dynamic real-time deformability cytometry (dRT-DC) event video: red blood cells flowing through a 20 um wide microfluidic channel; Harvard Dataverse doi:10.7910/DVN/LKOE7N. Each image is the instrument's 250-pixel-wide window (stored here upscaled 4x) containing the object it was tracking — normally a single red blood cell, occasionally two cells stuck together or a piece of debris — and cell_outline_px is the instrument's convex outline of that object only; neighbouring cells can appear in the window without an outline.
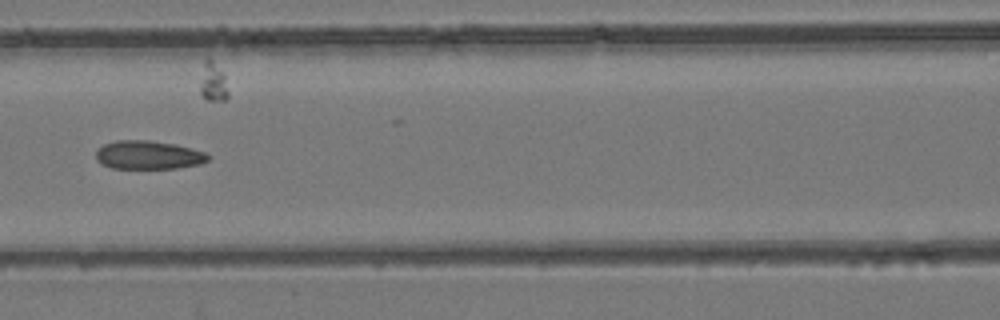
{"species": "common noctule bat (a hibernating species)", "species_latin": "Nyctalus noctula", "temperature_condition": "room temperature", "stored_images_in_passage": 6, "camera_frame_rate_fps": 3000, "um_per_image_px": 0.085, "animal": {"sex": "female", "body_mass_g": 24.6, "forearm_length_mm": 56.2}, "frame": {"image": 1, "passage_image": 6, "time_ms": 6.0, "image_size_px": [1000, 320], "cell_outline_px": [[212, 156], [208, 160], [200, 164], [176, 168], [112, 168], [96, 160], [96, 152], [104, 144], [116, 140], [148, 140], [176, 144], [204, 152]], "centroid_in_image_um": [12.63, 13.17], "position_along_channel_um": 154.0, "area_um2": 18.55}}